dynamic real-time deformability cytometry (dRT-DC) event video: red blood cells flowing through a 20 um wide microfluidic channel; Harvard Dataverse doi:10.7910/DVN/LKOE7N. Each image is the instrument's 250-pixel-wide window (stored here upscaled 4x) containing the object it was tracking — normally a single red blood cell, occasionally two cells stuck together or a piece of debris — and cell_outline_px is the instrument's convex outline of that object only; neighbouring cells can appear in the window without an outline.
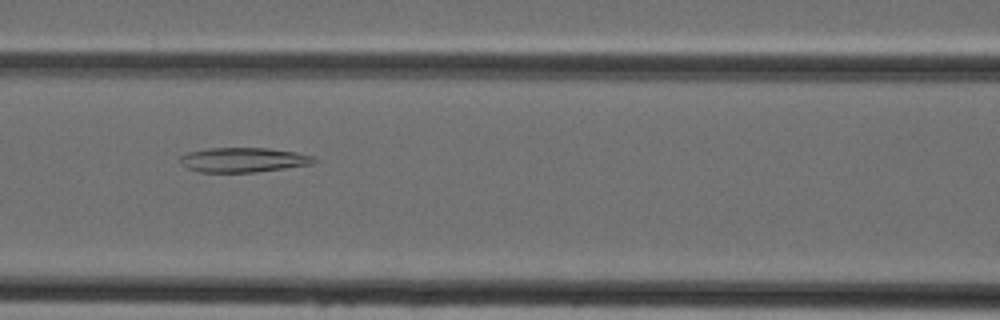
{"species": "Egyptian fruit bat (a non-hibernating species)", "species_latin": "Rousettus aegyptiacus", "temperature_condition": "cold", "stored_images_in_passage": 47, "camera_frame_rate_fps": 3000, "um_per_image_px": 0.085, "animal": {"sex": "female"}, "frame": {"image": 1, "passage_image": 21, "time_ms": 6.667, "image_size_px": [1000, 320], "cell_outline_px": [[320, 160], [312, 164], [256, 172], [200, 172], [188, 168], [180, 164], [180, 156], [188, 152], [208, 148], [268, 148], [296, 152], [316, 156]], "centroid_in_image_um": [20.72, 13.58], "position_along_channel_um": 145.9, "area_um2": 19.36}}
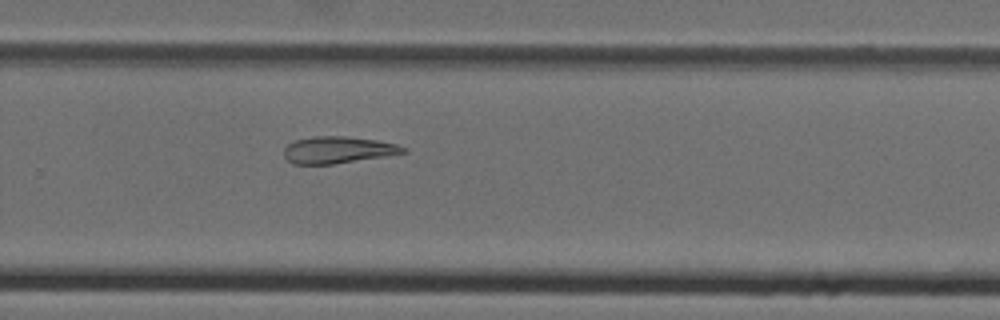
{"frame": {"image": 2, "passage_image": 32, "time_ms": 10.333, "image_size_px": [1000, 320], "cell_outline_px": [[408, 152], [384, 156], [332, 164], [292, 164], [284, 156], [284, 148], [288, 144], [296, 140], [312, 136], [344, 136], [376, 140], [396, 144], [408, 148]], "centroid_in_image_um": [28.71, 12.74], "position_along_channel_um": 301.1, "area_um2": 18.55}}
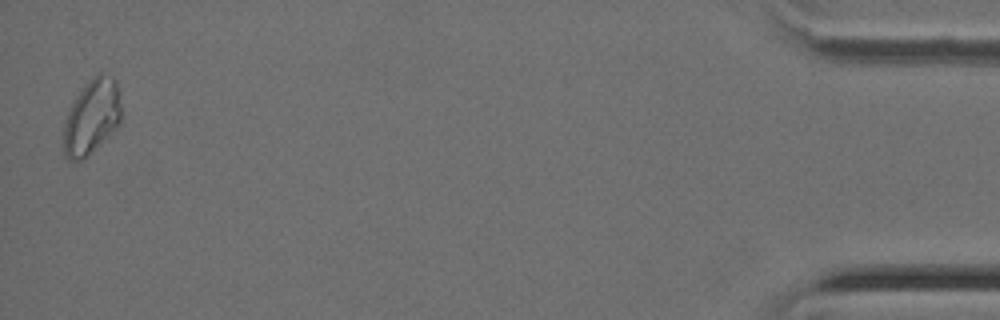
{"frame": {"image": 3, "passage_image": 47, "time_ms": 15.333, "image_size_px": [1000, 320], "cell_outline_px": [[124, 116], [120, 124], [84, 160], [68, 160], [64, 156], [64, 124], [68, 112], [76, 96], [92, 76], [96, 72], [100, 72], [112, 76], [116, 80], [120, 88]], "centroid_in_image_um": [7.87, 9.9], "position_along_channel_um": 427.3, "area_um2": 25.84}}